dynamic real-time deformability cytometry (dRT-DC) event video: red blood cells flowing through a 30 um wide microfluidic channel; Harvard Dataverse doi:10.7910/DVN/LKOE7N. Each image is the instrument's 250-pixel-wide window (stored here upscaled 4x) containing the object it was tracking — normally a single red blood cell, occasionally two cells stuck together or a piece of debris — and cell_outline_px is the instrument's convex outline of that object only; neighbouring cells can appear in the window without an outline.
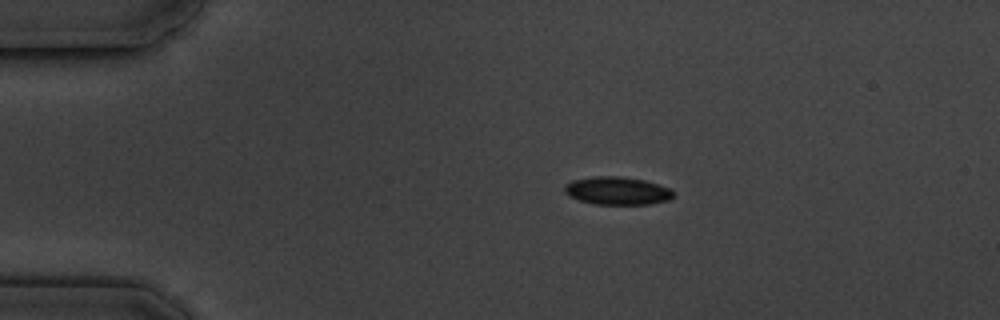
{"species": "common noctule bat (a hibernating species)", "species_latin": "Nyctalus noctula", "temperature_condition": "cold", "stored_images_in_passage": 7, "camera_frame_rate_fps": 3000, "um_per_image_px": 0.085, "animal": {"sex": "male", "body_mass_g": 19.5, "forearm_length_mm": 54.6}, "frame": {"image": 1, "passage_image": 1, "time_ms": 0.0, "image_size_px": [1000, 320], "cell_outline_px": [[676, 196], [668, 200], [648, 204], [596, 204], [580, 200], [568, 196], [564, 192], [564, 184], [572, 180], [592, 176], [620, 176], [644, 180], [672, 188], [676, 192]], "centroid_in_image_um": [52.49, 16.21], "position_along_channel_um": 32.5, "area_um2": 17.98}}
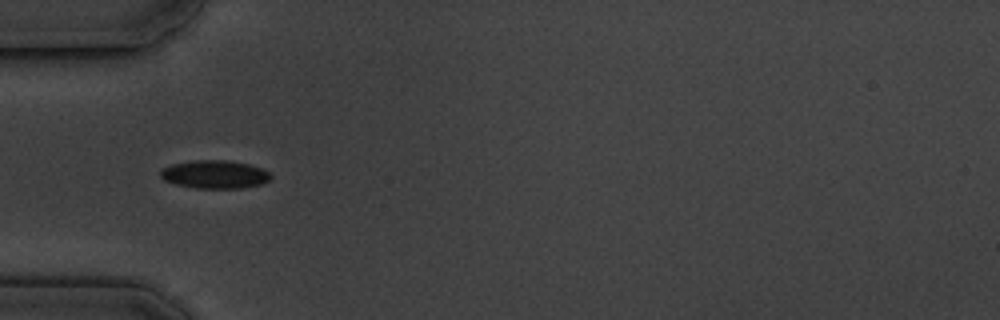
{"frame": {"image": 2, "passage_image": 3, "time_ms": 2.333, "image_size_px": [1000, 320], "cell_outline_px": [[272, 176], [268, 180], [260, 184], [244, 188], [196, 188], [176, 184], [164, 180], [160, 176], [160, 172], [164, 168], [172, 164], [196, 160], [228, 160], [248, 164], [260, 168], [268, 172]], "centroid_in_image_um": [18.25, 14.82], "position_along_channel_um": 66.8, "area_um2": 17.92}}